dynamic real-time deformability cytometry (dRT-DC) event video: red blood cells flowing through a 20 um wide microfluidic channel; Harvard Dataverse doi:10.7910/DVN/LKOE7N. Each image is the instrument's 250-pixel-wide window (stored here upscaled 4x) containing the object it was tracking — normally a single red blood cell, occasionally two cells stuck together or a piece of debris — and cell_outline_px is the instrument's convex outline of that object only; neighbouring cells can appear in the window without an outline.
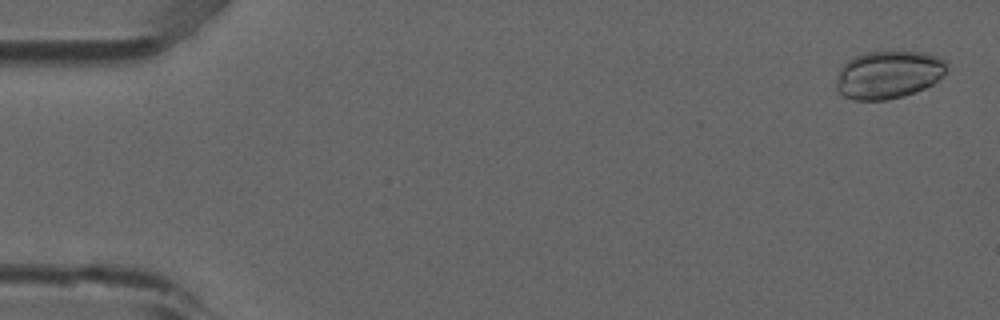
{"species": "common noctule bat (a hibernating species)", "species_latin": "Nyctalus noctula", "temperature_condition": "room temperature", "stored_images_in_passage": 4, "camera_frame_rate_fps": 3000, "um_per_image_px": 0.085, "animal": {"sex": "male", "forearm_length_mm": 52.5}, "frame": {"image": 1, "passage_image": 1, "time_ms": 0.0, "image_size_px": [1000, 320], "cell_outline_px": [[948, 68], [932, 84], [924, 88], [904, 96], [888, 100], [856, 100], [844, 96], [836, 88], [836, 80], [840, 68], [848, 60], [856, 56], [868, 52], [888, 48], [924, 52], [940, 56], [948, 64]], "centroid_in_image_um": [75.53, 6.29], "position_along_channel_um": 9.5, "area_um2": 31.5}}